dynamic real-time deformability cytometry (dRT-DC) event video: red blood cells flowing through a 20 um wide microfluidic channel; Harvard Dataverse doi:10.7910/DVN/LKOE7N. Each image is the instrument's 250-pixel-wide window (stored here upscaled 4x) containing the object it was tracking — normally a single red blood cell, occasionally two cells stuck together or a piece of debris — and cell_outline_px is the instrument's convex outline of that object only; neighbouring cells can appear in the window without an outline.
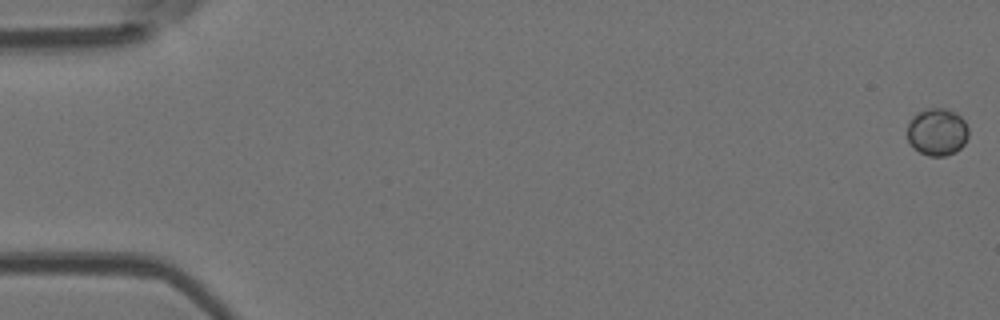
{"species": "Egyptian fruit bat (a non-hibernating species)", "species_latin": "Rousettus aegyptiacus", "temperature_condition": "room temperature", "stored_images_in_passage": 54, "camera_frame_rate_fps": 3000, "um_per_image_px": 0.085, "animal": {"sex": "female"}, "frame": {"image": 1, "passage_image": 1, "time_ms": 0.0, "image_size_px": [1000, 320], "cell_outline_px": [[968, 136], [964, 144], [956, 152], [944, 156], [928, 156], [920, 152], [908, 140], [908, 124], [912, 116], [916, 112], [924, 108], [948, 108], [960, 116], [964, 120], [968, 128]], "centroid_in_image_um": [79.67, 11.19], "position_along_channel_um": 5.3, "area_um2": 16.99}}
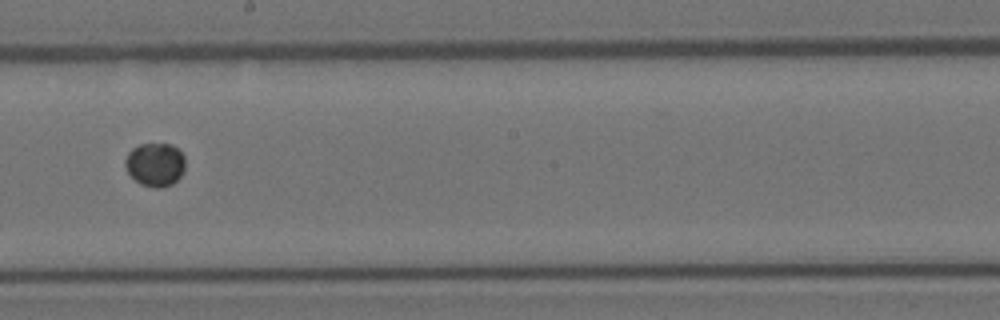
{"frame": {"image": 2, "passage_image": 31, "time_ms": 10.0, "image_size_px": [1000, 320], "cell_outline_px": [[184, 172], [172, 184], [160, 188], [156, 188], [140, 184], [128, 172], [124, 164], [124, 160], [128, 152], [132, 148], [140, 144], [172, 144], [184, 156]], "centroid_in_image_um": [13.17, 13.98], "position_along_channel_um": 235.0, "area_um2": 15.2}}
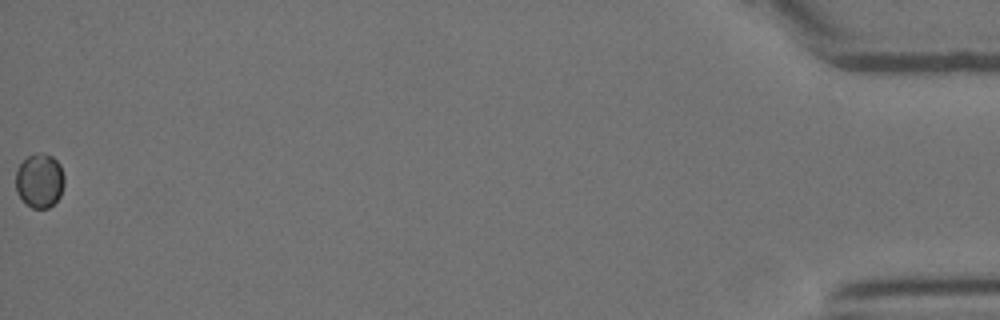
{"frame": {"image": 3, "passage_image": 54, "time_ms": 17.667, "image_size_px": [1000, 320], "cell_outline_px": [[64, 184], [60, 196], [48, 208], [32, 208], [16, 192], [16, 172], [20, 164], [28, 156], [36, 152], [52, 156], [60, 164], [64, 176]], "centroid_in_image_um": [3.38, 15.34], "position_along_channel_um": 431.8, "area_um2": 15.2}}